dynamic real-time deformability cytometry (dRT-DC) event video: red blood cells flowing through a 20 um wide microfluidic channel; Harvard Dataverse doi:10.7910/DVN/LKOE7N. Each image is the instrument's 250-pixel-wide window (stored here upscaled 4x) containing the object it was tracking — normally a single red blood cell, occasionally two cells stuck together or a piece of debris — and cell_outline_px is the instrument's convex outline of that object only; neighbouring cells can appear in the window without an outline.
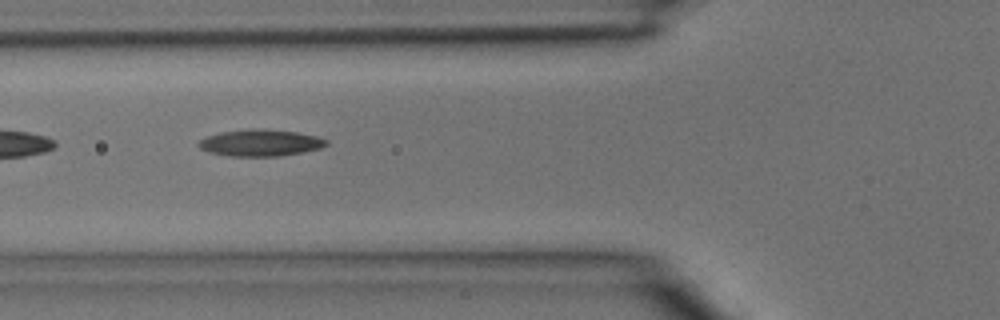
{"species": "common noctule bat (a hibernating species)", "species_latin": "Nyctalus noctula", "temperature_condition": "room temperature", "stored_images_in_passage": 3, "camera_frame_rate_fps": 3000, "um_per_image_px": 0.085, "animal": {"sex": "male", "body_mass_g": 15.6}, "frame": {"image": 1, "passage_image": 2, "time_ms": 0.333, "image_size_px": [1000, 320], "cell_outline_px": [[328, 144], [320, 148], [280, 156], [228, 156], [208, 152], [200, 148], [196, 144], [200, 140], [208, 136], [220, 132], [252, 128], [264, 128], [296, 132], [316, 136], [328, 140]], "centroid_in_image_um": [22.11, 12.13], "position_along_channel_um": 103.7, "area_um2": 19.88}}